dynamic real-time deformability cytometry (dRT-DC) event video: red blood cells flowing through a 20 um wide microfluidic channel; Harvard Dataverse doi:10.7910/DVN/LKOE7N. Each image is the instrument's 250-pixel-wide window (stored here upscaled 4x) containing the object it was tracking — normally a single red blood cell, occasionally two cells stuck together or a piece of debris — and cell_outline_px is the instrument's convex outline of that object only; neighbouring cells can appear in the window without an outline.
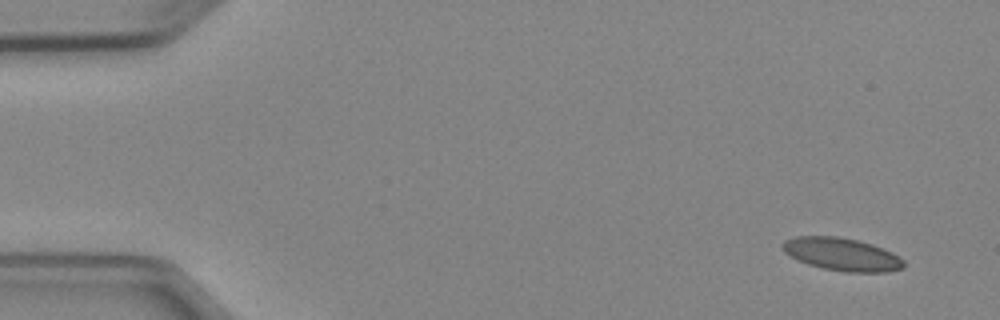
{"species": "Egyptian fruit bat (a non-hibernating species)", "species_latin": "Rousettus aegyptiacus", "temperature_condition": "cold", "stored_images_in_passage": 6, "camera_frame_rate_fps": 3000, "um_per_image_px": 0.085, "animal": {"sex": "female"}, "frame": {"image": 1, "passage_image": 1, "time_ms": 0.0, "image_size_px": [1000, 320], "cell_outline_px": [[904, 268], [888, 272], [844, 272], [824, 268], [808, 264], [796, 260], [784, 252], [780, 248], [780, 244], [784, 240], [796, 236], [836, 236], [856, 240], [872, 244], [892, 252], [904, 260]], "centroid_in_image_um": [71.52, 21.61], "position_along_channel_um": 13.5, "area_um2": 23.35}}
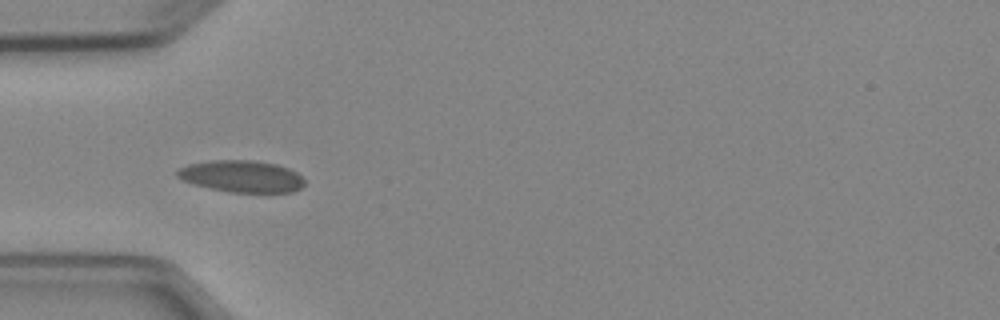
{"frame": {"image": 2, "passage_image": 4, "time_ms": 4.333, "image_size_px": [1000, 320], "cell_outline_px": [[304, 184], [300, 188], [292, 192], [232, 192], [192, 184], [176, 176], [176, 172], [180, 168], [188, 164], [212, 160], [256, 160], [276, 164], [288, 168], [296, 172], [304, 180]], "centroid_in_image_um": [20.54, 14.98], "position_along_channel_um": 64.5, "area_um2": 23.47}}